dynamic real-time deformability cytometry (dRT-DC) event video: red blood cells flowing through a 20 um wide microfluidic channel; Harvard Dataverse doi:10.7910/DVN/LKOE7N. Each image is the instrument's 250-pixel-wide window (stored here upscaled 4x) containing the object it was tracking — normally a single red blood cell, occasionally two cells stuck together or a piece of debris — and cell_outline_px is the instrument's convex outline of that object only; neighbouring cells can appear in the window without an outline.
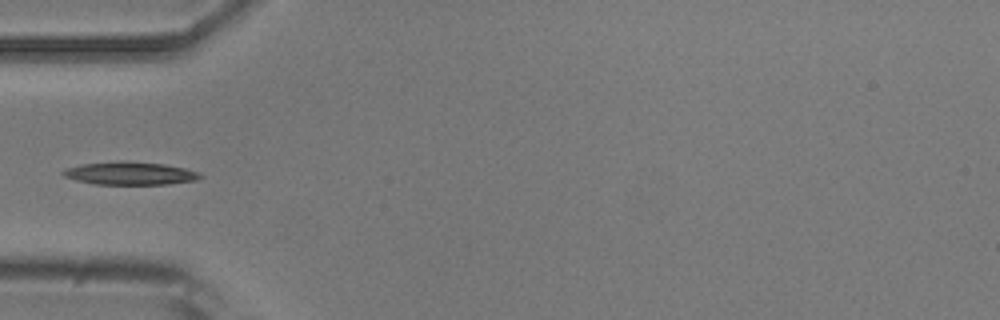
{"species": "common noctule bat (a hibernating species)", "species_latin": "Nyctalus noctula", "temperature_condition": "room temperature", "stored_images_in_passage": 6, "segment_of_instrument_passage": [2, 2], "camera_frame_rate_fps": 3000, "um_per_image_px": 0.085, "animal": {"sex": "male", "body_mass_g": 20.5, "forearm_length_mm": 52.5}, "frame": {"image": 1, "passage_image": 5, "time_ms": 4.667, "image_size_px": [1000, 320], "cell_outline_px": [[204, 176], [196, 180], [168, 184], [92, 184], [76, 180], [64, 176], [60, 172], [68, 168], [80, 164], [120, 160], [164, 164], [184, 168], [196, 172]], "centroid_in_image_um": [11.02, 14.73], "position_along_channel_um": 74.0, "area_um2": 18.32}}
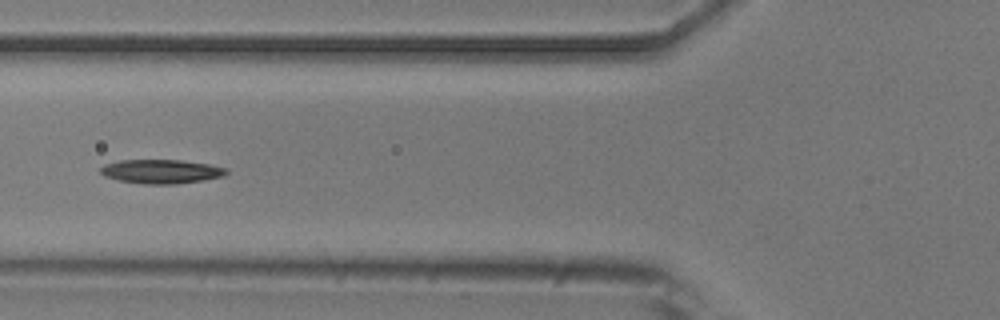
{"frame": {"image": 2, "passage_image": 6, "time_ms": 5.667, "image_size_px": [1000, 320], "cell_outline_px": [[228, 172], [224, 176], [204, 180], [176, 184], [144, 184], [120, 180], [104, 176], [100, 172], [100, 168], [104, 164], [120, 160], [180, 160], [208, 164], [228, 168]], "centroid_in_image_um": [13.72, 14.57], "position_along_channel_um": 112.1, "area_um2": 17.63}}